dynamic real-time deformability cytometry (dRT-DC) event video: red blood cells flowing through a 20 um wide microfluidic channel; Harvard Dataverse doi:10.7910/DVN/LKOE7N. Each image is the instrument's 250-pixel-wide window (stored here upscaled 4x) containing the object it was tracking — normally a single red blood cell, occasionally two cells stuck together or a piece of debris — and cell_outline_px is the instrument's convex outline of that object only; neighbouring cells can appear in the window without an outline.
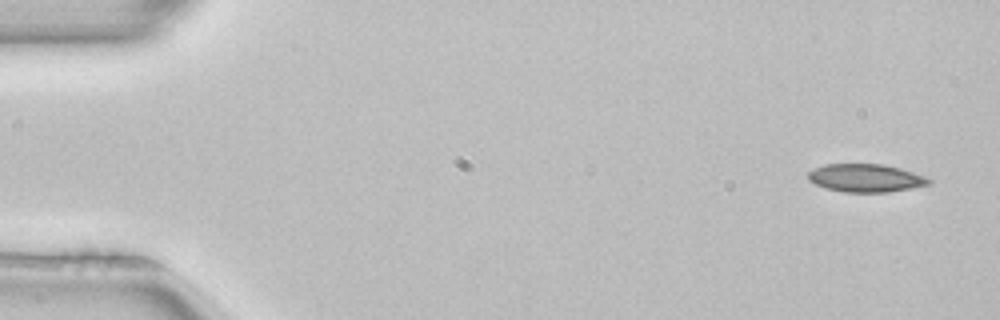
{"species": "common noctule bat (a hibernating species)", "species_latin": "Nyctalus noctula", "temperature_condition": "room temperature", "stored_images_in_passage": 4, "camera_frame_rate_fps": 3000, "um_per_image_px": 0.085, "animal": {"sex": "female", "body_mass_g": 22.7, "forearm_length_mm": 54.2}, "frame": {"image": 1, "passage_image": 1, "time_ms": 0.0, "image_size_px": [1000, 320], "cell_outline_px": [[932, 184], [888, 192], [844, 192], [824, 188], [808, 180], [808, 172], [812, 168], [824, 164], [884, 164], [900, 168], [924, 176], [932, 180]], "centroid_in_image_um": [73.56, 15.13], "position_along_channel_um": 11.4, "area_um2": 19.83}}
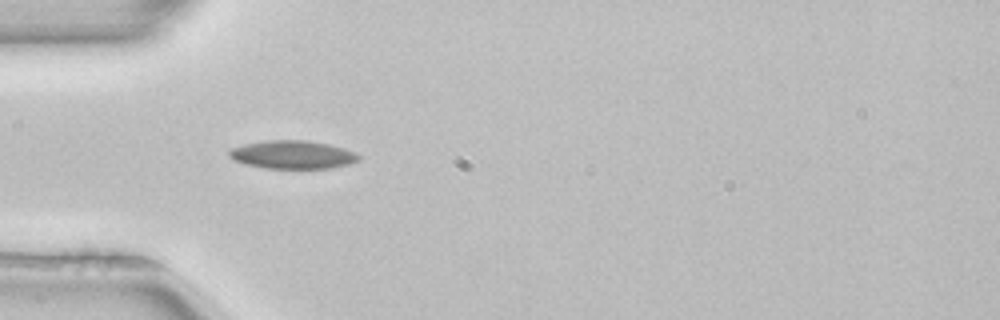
{"frame": {"image": 2, "passage_image": 4, "time_ms": 1.0, "image_size_px": [1000, 320], "cell_outline_px": [[360, 160], [348, 164], [332, 168], [264, 168], [244, 164], [232, 160], [228, 156], [228, 148], [244, 144], [268, 140], [304, 140], [328, 144], [344, 148], [356, 152], [360, 156]], "centroid_in_image_um": [24.83, 13.15], "position_along_channel_um": 60.2, "area_um2": 21.5}}